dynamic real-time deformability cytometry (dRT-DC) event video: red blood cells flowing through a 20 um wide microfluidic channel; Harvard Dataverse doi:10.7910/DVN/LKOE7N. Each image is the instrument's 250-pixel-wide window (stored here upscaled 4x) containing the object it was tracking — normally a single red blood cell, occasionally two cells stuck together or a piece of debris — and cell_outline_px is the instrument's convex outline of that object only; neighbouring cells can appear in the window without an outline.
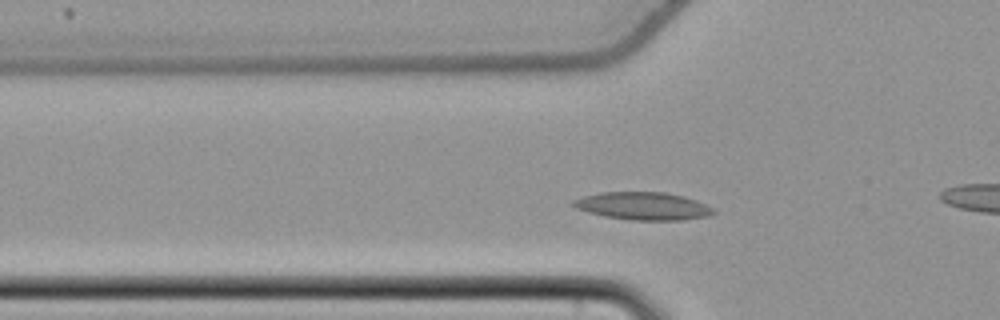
{"species": "common noctule bat (a hibernating species)", "species_latin": "Nyctalus noctula", "temperature_condition": "cold", "stored_images_in_passage": 46, "camera_frame_rate_fps": 3000, "um_per_image_px": 0.085, "animal": {"sex": "female", "body_mass_g": 22.7, "forearm_length_mm": 54.2}, "frame": {"image": 1, "passage_image": 8, "time_ms": 2.333, "image_size_px": [1000, 320], "cell_outline_px": [[716, 212], [708, 216], [680, 220], [632, 220], [604, 216], [588, 212], [576, 208], [572, 204], [572, 200], [584, 196], [600, 192], [664, 192], [684, 196], [696, 200], [712, 208]], "centroid_in_image_um": [54.65, 17.51], "position_along_channel_um": 71.2, "area_um2": 22.54}}
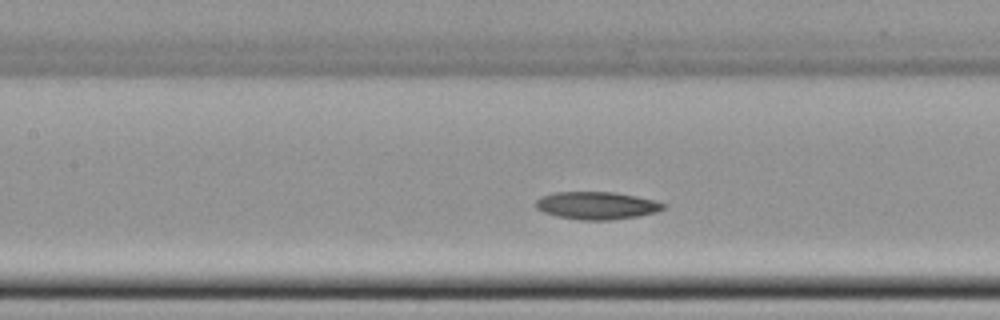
{"frame": {"image": 2, "passage_image": 15, "time_ms": 4.667, "image_size_px": [1000, 320], "cell_outline_px": [[664, 208], [656, 212], [636, 216], [612, 220], [584, 220], [556, 216], [544, 212], [536, 208], [532, 204], [540, 196], [552, 192], [612, 192], [656, 200], [664, 204]], "centroid_in_image_um": [50.65, 17.46], "position_along_channel_um": 156.8, "area_um2": 20.52}}
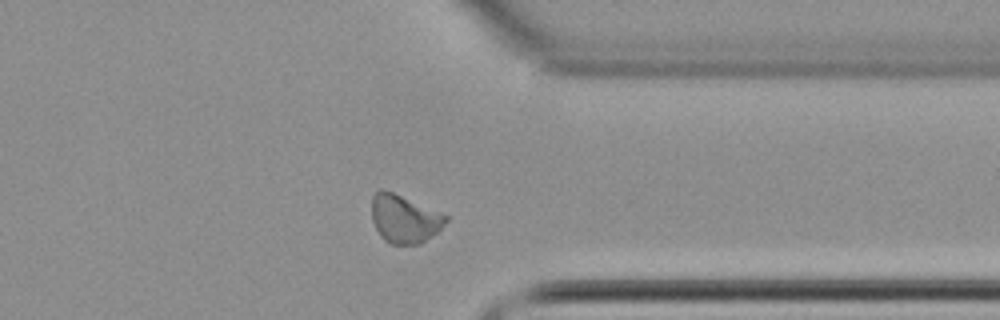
{"frame": {"image": 3, "passage_image": 33, "time_ms": 10.667, "image_size_px": [1000, 320], "cell_outline_px": [[448, 220], [436, 232], [420, 244], [392, 244], [384, 240], [380, 236], [372, 220], [372, 196], [380, 188], [392, 192], [448, 216]], "centroid_in_image_um": [34.33, 18.61], "position_along_channel_um": 377.1, "area_um2": 20.4}}